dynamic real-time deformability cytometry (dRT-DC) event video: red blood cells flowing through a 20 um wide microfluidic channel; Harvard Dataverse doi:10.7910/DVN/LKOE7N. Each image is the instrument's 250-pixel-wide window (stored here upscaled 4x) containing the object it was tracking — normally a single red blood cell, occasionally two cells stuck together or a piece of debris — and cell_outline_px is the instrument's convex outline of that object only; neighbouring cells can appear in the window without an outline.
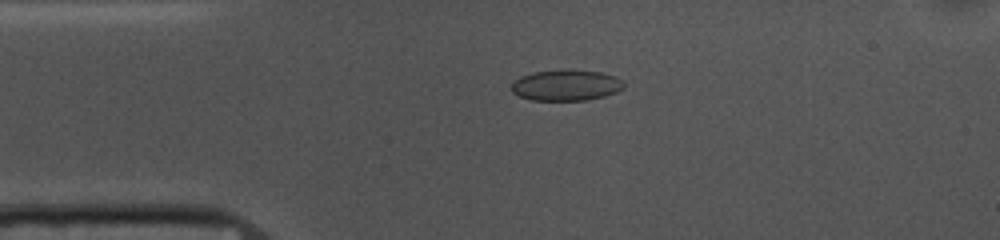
{"species": "common noctule bat (a hibernating species)", "species_latin": "Nyctalus noctula", "temperature_condition": "cold", "stored_images_in_passage": 53, "camera_frame_rate_fps": 3000, "um_per_image_px": 0.085, "animal": {"sex": "female", "body_mass_g": 10.0, "forearm_length_mm": 53.1}, "frame": {"image": 1, "passage_image": 11, "time_ms": 3.333, "image_size_px": [1000, 240], "cell_outline_px": [[624, 88], [616, 92], [604, 96], [588, 100], [532, 100], [520, 96], [512, 92], [512, 80], [520, 76], [532, 72], [600, 72], [616, 76], [624, 84]], "centroid_in_image_um": [48.1, 7.28], "position_along_channel_um": 36.9, "area_um2": 19.59}}
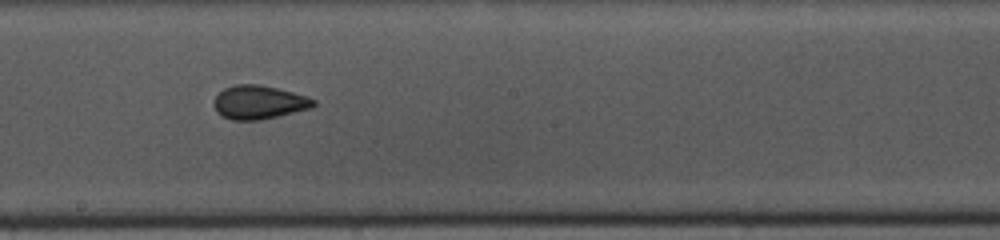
{"frame": {"image": 2, "passage_image": 28, "time_ms": 9.0, "image_size_px": [1000, 240], "cell_outline_px": [[316, 104], [312, 108], [260, 120], [232, 120], [220, 116], [216, 112], [212, 104], [216, 96], [224, 88], [236, 84], [260, 84], [308, 96], [316, 100]], "centroid_in_image_um": [21.99, 8.7], "position_along_channel_um": 226.2, "area_um2": 19.71}}
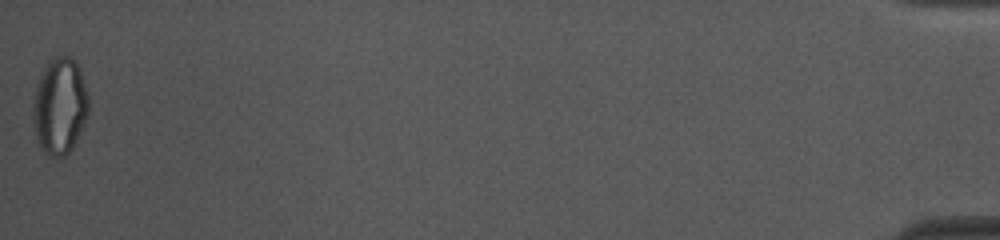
{"frame": {"image": 3, "passage_image": 53, "time_ms": 17.333, "image_size_px": [1000, 240], "cell_outline_px": [[88, 116], [72, 148], [64, 156], [48, 156], [40, 148], [36, 140], [32, 120], [32, 104], [40, 72], [48, 60], [56, 56], [68, 56], [76, 60], [88, 96]], "centroid_in_image_um": [5.04, 9.02], "position_along_channel_um": 430.2, "area_um2": 31.56}, "authors_computed_cell_mechanics": {"area_um2": 20.3456, "velocity_mm_per_s": 3.6976, "shape_relaxation_time_tau1_ms": null, "shape_relaxation_time_tau2_ms": 1.2871, "deformation_change_tau1": null, "deformation_change_tau2": 0.0526}}